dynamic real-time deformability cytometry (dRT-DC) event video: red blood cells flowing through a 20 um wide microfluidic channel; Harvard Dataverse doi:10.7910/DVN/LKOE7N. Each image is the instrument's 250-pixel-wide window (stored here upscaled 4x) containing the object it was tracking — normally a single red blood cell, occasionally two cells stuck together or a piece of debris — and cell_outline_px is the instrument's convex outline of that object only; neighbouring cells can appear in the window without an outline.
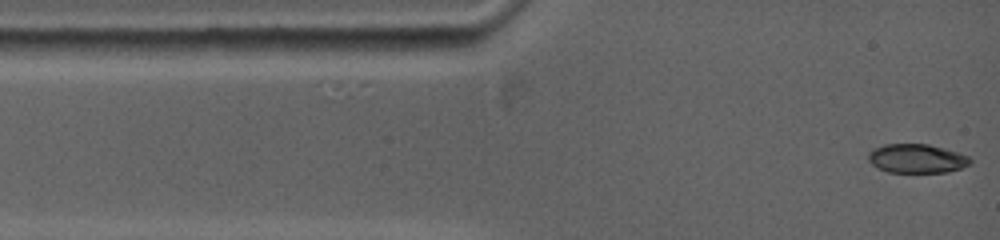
{"species": "common noctule bat (a hibernating species)", "species_latin": "Nyctalus noctula", "temperature_condition": "warm", "stored_images_in_passage": 84, "camera_frame_rate_fps": 5000, "um_per_image_px": 0.085, "animal": {"sex": "female", "body_mass_g": 19.0, "forearm_length_mm": 53.3}, "frame": {"image": 1, "passage_image": 1, "time_ms": 0.0, "image_size_px": [1000, 240], "cell_outline_px": [[972, 160], [968, 164], [960, 168], [948, 172], [888, 172], [872, 164], [868, 160], [868, 152], [884, 144], [928, 144], [944, 148], [968, 156]], "centroid_in_image_um": [77.91, 13.47], "position_along_channel_um": 7.1, "area_um2": 16.99}}
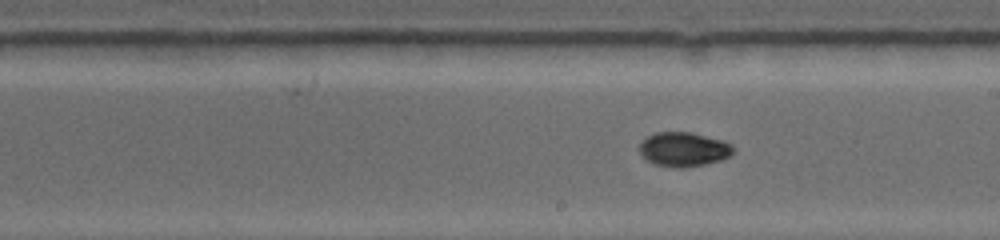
{"frame": {"image": 2, "passage_image": 36, "time_ms": 7.0, "image_size_px": [1000, 240], "cell_outline_px": [[732, 152], [728, 156], [720, 160], [704, 164], [680, 168], [656, 164], [648, 160], [640, 152], [640, 144], [648, 136], [656, 132], [692, 132], [720, 140], [728, 144], [732, 148]], "centroid_in_image_um": [58.08, 12.68], "position_along_channel_um": 230.9, "area_um2": 18.15}}
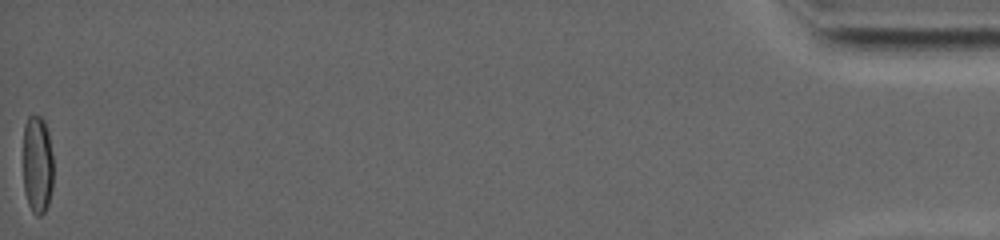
{"frame": {"image": 3, "passage_image": 84, "time_ms": 16.6, "image_size_px": [1000, 240], "cell_outline_px": [[52, 188], [48, 204], [44, 212], [40, 216], [36, 216], [32, 212], [28, 204], [24, 192], [24, 124], [28, 116], [40, 116], [44, 120], [48, 132], [52, 156]], "centroid_in_image_um": [3.17, 14.01], "position_along_channel_um": 432.0, "area_um2": 17.28}}